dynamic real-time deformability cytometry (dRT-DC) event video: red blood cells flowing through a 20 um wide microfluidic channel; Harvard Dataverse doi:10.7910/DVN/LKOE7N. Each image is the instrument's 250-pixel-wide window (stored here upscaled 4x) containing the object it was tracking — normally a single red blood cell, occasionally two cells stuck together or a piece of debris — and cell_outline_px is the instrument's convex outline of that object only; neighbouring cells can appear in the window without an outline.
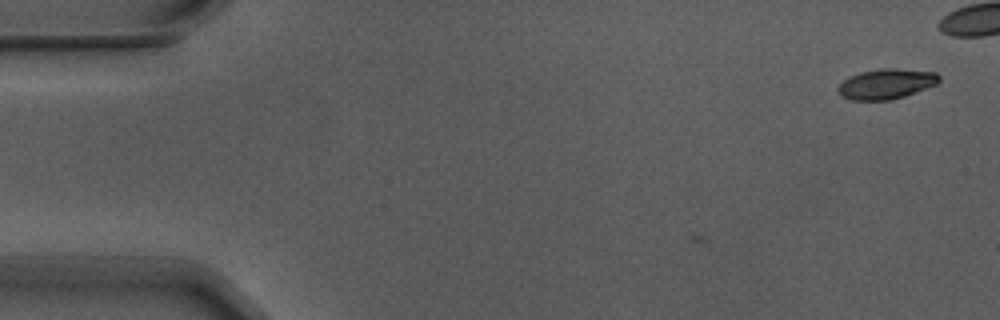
{"species": "Egyptian fruit bat (a non-hibernating species)", "species_latin": "Rousettus aegyptiacus", "temperature_condition": "warm", "stored_images_in_passage": 3, "camera_frame_rate_fps": 3000, "um_per_image_px": 0.085, "animal": {"sex": "male"}, "frame": {"image": 1, "passage_image": 1, "time_ms": 0.0, "image_size_px": [1000, 320], "cell_outline_px": [[940, 80], [936, 84], [904, 96], [888, 100], [852, 100], [844, 96], [836, 88], [848, 76], [860, 72], [884, 68], [896, 68], [936, 72], [940, 76]], "centroid_in_image_um": [75.34, 7.11], "position_along_channel_um": 9.7, "area_um2": 17.57}}